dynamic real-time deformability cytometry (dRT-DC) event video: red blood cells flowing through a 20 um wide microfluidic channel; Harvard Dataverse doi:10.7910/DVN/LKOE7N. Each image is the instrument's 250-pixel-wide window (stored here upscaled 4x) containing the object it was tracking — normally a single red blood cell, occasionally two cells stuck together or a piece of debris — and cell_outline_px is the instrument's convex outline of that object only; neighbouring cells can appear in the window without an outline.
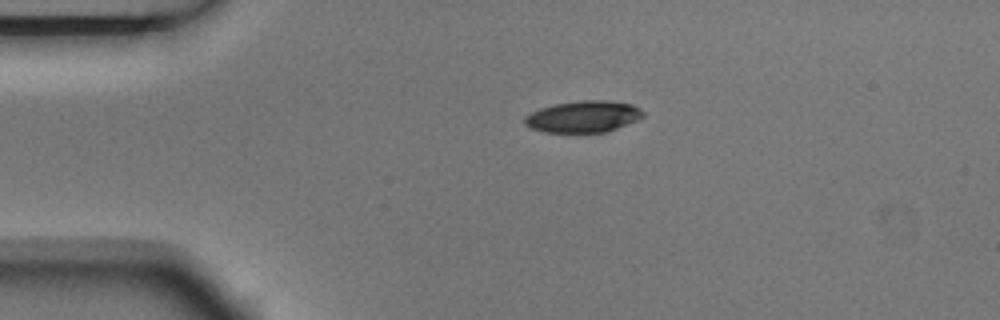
{"species": "Egyptian fruit bat (a non-hibernating species)", "species_latin": "Rousettus aegyptiacus", "temperature_condition": "room temperature", "stored_images_in_passage": 2, "camera_frame_rate_fps": 3000, "um_per_image_px": 0.085, "animal": {"sex": "male"}, "frame": {"image": 1, "passage_image": 1, "time_ms": 0.0, "image_size_px": [1000, 320], "cell_outline_px": [[644, 116], [636, 120], [616, 128], [604, 132], [544, 132], [532, 128], [524, 124], [524, 116], [540, 108], [556, 104], [584, 100], [604, 100], [632, 104], [640, 108], [644, 112]], "centroid_in_image_um": [49.57, 9.91], "position_along_channel_um": 35.4, "area_um2": 21.56}}